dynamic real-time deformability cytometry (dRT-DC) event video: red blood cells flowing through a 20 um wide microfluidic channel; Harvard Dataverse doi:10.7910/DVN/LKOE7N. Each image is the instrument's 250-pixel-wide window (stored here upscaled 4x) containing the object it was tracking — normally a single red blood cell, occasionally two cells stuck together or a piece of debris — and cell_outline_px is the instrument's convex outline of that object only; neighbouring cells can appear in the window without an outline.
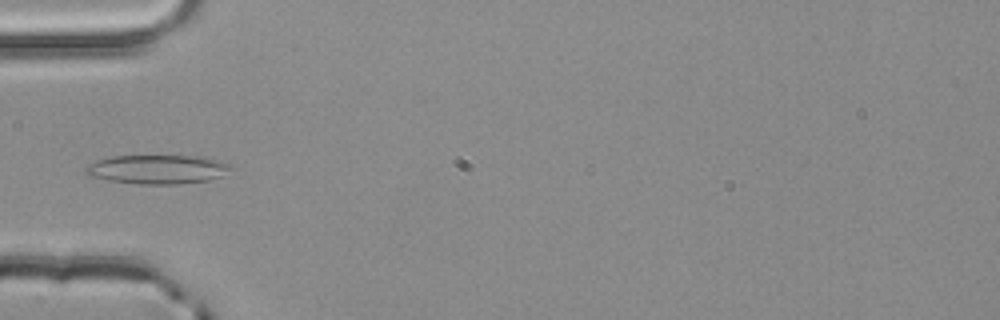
{"species": "common noctule bat (a hibernating species)", "species_latin": "Nyctalus noctula", "temperature_condition": "room temperature", "stored_images_in_passage": 5, "segment_of_instrument_passage": [2, 2], "camera_frame_rate_fps": 3000, "um_per_image_px": 0.085, "animal": {"sex": "male", "body_mass_g": 20.4}, "frame": {"image": 1, "passage_image": 5, "time_ms": 1.333, "image_size_px": [1000, 320], "cell_outline_px": [[232, 168], [220, 176], [208, 180], [176, 184], [140, 184], [108, 180], [88, 176], [84, 172], [84, 168], [88, 164], [96, 160], [108, 156], [204, 156], [220, 160], [232, 164]], "centroid_in_image_um": [13.35, 14.38], "position_along_channel_um": 71.6, "area_um2": 24.74}}